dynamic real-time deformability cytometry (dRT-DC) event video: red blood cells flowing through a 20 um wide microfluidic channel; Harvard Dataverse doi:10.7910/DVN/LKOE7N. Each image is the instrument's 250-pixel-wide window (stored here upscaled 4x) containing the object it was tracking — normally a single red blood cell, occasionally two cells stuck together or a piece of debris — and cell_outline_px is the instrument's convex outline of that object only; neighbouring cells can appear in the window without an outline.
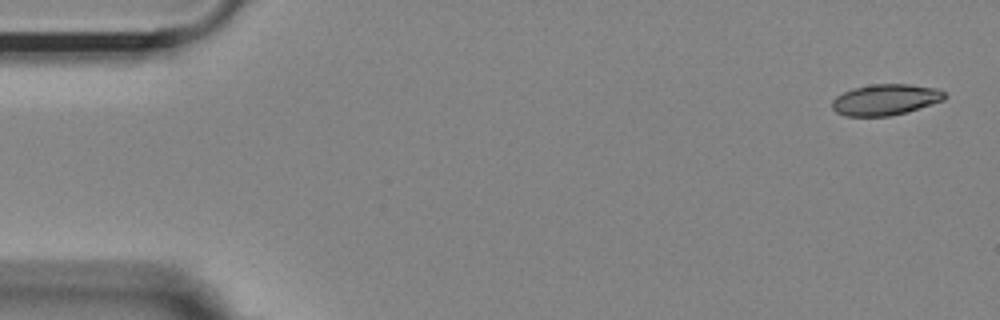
{"species": "Egyptian fruit bat (a non-hibernating species)", "species_latin": "Rousettus aegyptiacus", "temperature_condition": "room temperature", "stored_images_in_passage": 11, "camera_frame_rate_fps": 3000, "um_per_image_px": 0.085, "animal": {"sex": "female"}, "frame": {"image": 1, "passage_image": 1, "time_ms": 0.0, "image_size_px": [1000, 320], "cell_outline_px": [[948, 96], [944, 100], [908, 112], [888, 116], [844, 116], [836, 112], [832, 108], [832, 100], [836, 96], [852, 88], [872, 84], [908, 84], [936, 88], [944, 92]], "centroid_in_image_um": [75.26, 8.47], "position_along_channel_um": 9.7, "area_um2": 20.46}}